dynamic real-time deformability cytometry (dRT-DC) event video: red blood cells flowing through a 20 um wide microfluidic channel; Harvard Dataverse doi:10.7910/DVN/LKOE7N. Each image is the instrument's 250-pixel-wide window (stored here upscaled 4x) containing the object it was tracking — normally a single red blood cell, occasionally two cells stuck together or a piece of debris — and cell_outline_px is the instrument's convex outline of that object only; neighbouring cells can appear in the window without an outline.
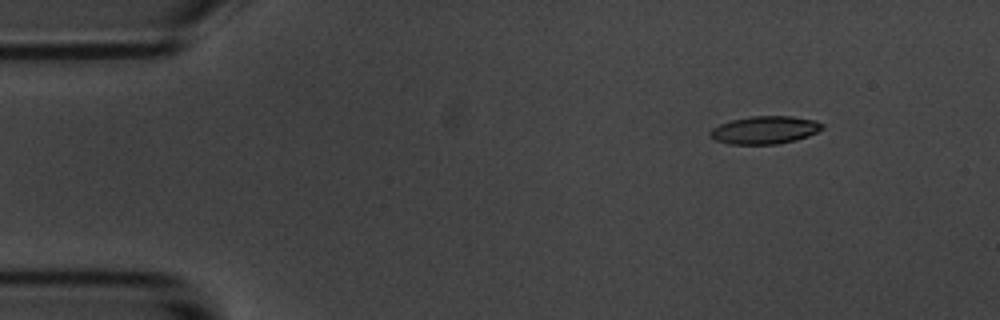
{"species": "common noctule bat (a hibernating species)", "species_latin": "Nyctalus noctula", "temperature_condition": "room temperature", "stored_images_in_passage": 51, "camera_frame_rate_fps": 3000, "um_per_image_px": 0.085, "animal": {"sex": "male", "body_mass_g": 20.1, "forearm_length_mm": 53.5}, "frame": {"image": 1, "passage_image": 1, "time_ms": 0.0, "image_size_px": [1000, 320], "cell_outline_px": [[824, 128], [808, 136], [796, 140], [776, 144], [728, 144], [716, 140], [708, 136], [708, 132], [712, 128], [720, 124], [732, 120], [752, 116], [792, 116], [816, 120], [824, 124]], "centroid_in_image_um": [65.01, 11.05], "position_along_channel_um": 20.0, "area_um2": 18.26}}
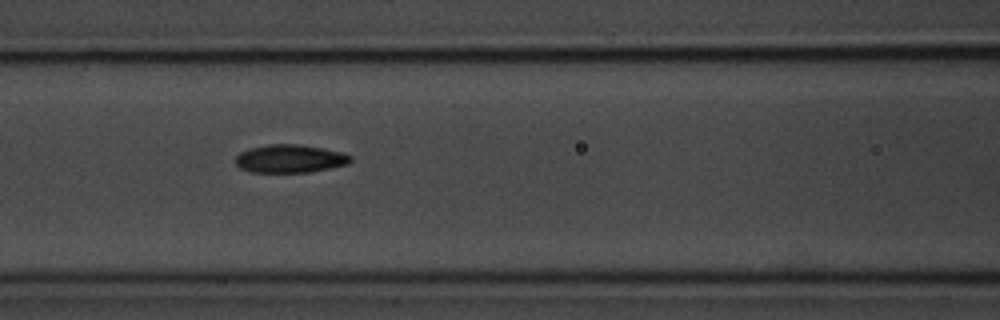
{"frame": {"image": 2, "passage_image": 18, "time_ms": 5.667, "image_size_px": [1000, 320], "cell_outline_px": [[352, 160], [348, 164], [312, 172], [248, 172], [240, 168], [236, 164], [236, 156], [240, 152], [248, 148], [268, 144], [300, 144], [344, 152], [352, 156]], "centroid_in_image_um": [24.65, 13.48], "position_along_channel_um": 141.9, "area_um2": 19.07}}
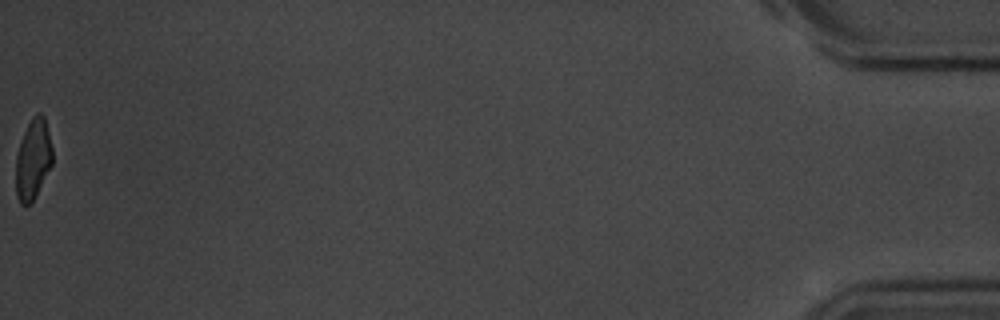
{"frame": {"image": 3, "passage_image": 51, "time_ms": 16.667, "image_size_px": [1000, 320], "cell_outline_px": [[52, 164], [32, 204], [20, 204], [16, 196], [16, 156], [24, 132], [32, 116], [36, 112], [40, 112], [44, 116], [52, 148]], "centroid_in_image_um": [2.81, 13.56], "position_along_channel_um": 432.4, "area_um2": 17.11}, "authors_computed_cell_mechanics": {"area_um2": 18.7272, "velocity_mm_per_s": 3.5632, "shape_relaxation_time_tau1_ms": 2.8186, "shape_relaxation_time_tau2_ms": 2.6831, "deformation_change_tau1": 0.1387, "deformation_change_tau2": 0.0776}}